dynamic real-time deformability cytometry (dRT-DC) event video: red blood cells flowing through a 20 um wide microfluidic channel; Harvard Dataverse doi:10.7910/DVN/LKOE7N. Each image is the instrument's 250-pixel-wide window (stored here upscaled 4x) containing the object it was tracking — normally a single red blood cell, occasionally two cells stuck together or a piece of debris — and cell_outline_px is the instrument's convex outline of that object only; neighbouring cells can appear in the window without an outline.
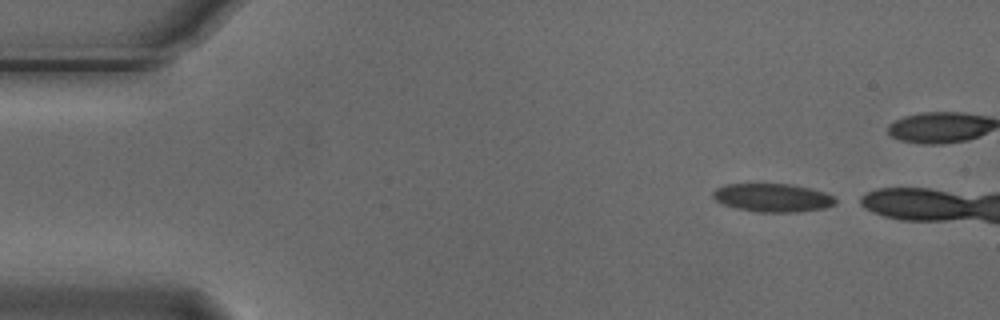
{"species": "Egyptian fruit bat (a non-hibernating species)", "species_latin": "Rousettus aegyptiacus", "temperature_condition": "cold", "stored_images_in_passage": 4, "camera_frame_rate_fps": 3000, "um_per_image_px": 0.085, "animal": {"sex": "male"}, "frame": {"image": 1, "passage_image": 1, "time_ms": 0.0, "image_size_px": [1000, 320], "cell_outline_px": [[836, 204], [824, 208], [796, 212], [760, 212], [736, 208], [724, 204], [716, 200], [712, 196], [712, 192], [716, 188], [724, 184], [792, 184], [824, 192], [836, 196]], "centroid_in_image_um": [65.68, 16.8], "position_along_channel_um": 19.3, "area_um2": 20.23}}